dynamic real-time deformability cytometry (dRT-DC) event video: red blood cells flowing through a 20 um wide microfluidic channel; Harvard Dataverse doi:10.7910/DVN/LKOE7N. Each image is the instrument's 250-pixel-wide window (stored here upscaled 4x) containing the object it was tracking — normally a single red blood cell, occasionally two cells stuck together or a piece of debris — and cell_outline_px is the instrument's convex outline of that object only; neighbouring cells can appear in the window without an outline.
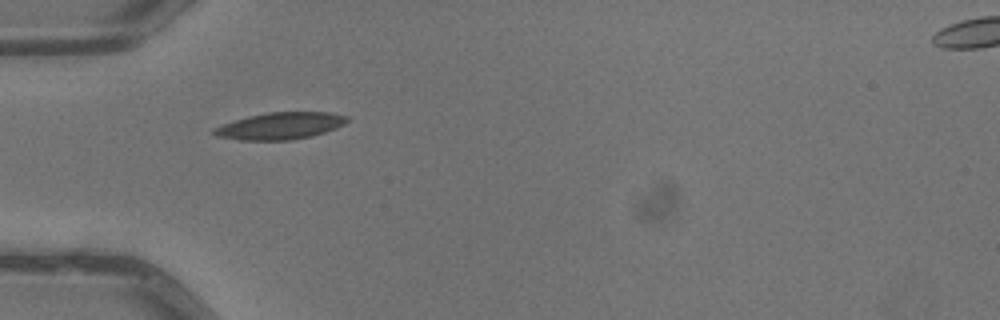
{"species": "common noctule bat (a hibernating species)", "species_latin": "Nyctalus noctula", "temperature_condition": "warm", "stored_images_in_passage": 3, "camera_frame_rate_fps": 3000, "um_per_image_px": 0.085, "animal": {"sex": "male", "body_mass_g": 13.3}, "frame": {"image": 1, "passage_image": 3, "time_ms": 0.667, "image_size_px": [1000, 320], "cell_outline_px": [[348, 120], [344, 124], [336, 128], [312, 136], [288, 140], [240, 140], [216, 136], [212, 132], [212, 128], [248, 116], [268, 112], [328, 112], [348, 116]], "centroid_in_image_um": [23.82, 10.7], "position_along_channel_um": 61.2, "area_um2": 20.75}}